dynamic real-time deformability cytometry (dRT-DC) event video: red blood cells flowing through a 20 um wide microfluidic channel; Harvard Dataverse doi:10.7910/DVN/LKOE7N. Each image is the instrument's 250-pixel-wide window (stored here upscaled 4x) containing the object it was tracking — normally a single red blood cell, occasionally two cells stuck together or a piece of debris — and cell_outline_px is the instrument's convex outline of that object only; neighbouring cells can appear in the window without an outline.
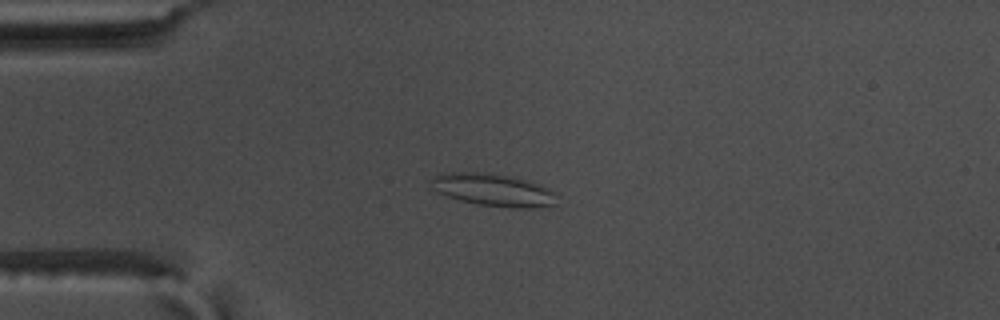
{"species": "common noctule bat (a hibernating species)", "species_latin": "Nyctalus noctula", "temperature_condition": "warm", "stored_images_in_passage": 57, "camera_frame_rate_fps": 3000, "um_per_image_px": 0.085, "animal": {"sex": "male", "body_mass_g": 17.5, "forearm_length_mm": 52.3}, "frame": {"image": 1, "passage_image": 15, "time_ms": 4.667, "image_size_px": [1000, 320], "cell_outline_px": [[556, 204], [532, 208], [512, 208], [480, 204], [460, 200], [436, 192], [428, 188], [428, 180], [436, 176], [452, 172], [476, 172], [512, 176], [540, 184], [556, 192]], "centroid_in_image_um": [41.9, 16.14], "position_along_channel_um": 43.1, "area_um2": 23.93}}
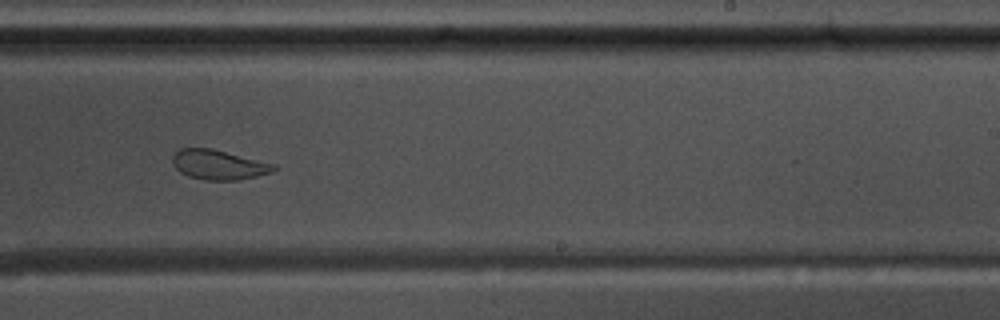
{"frame": {"image": 2, "passage_image": 36, "time_ms": 11.667, "image_size_px": [1000, 320], "cell_outline_px": [[276, 168], [272, 172], [240, 180], [204, 180], [188, 176], [180, 172], [172, 164], [172, 156], [180, 148], [212, 148], [276, 164]], "centroid_in_image_um": [18.58, 14.0], "position_along_channel_um": 270.4, "area_um2": 17.63}}
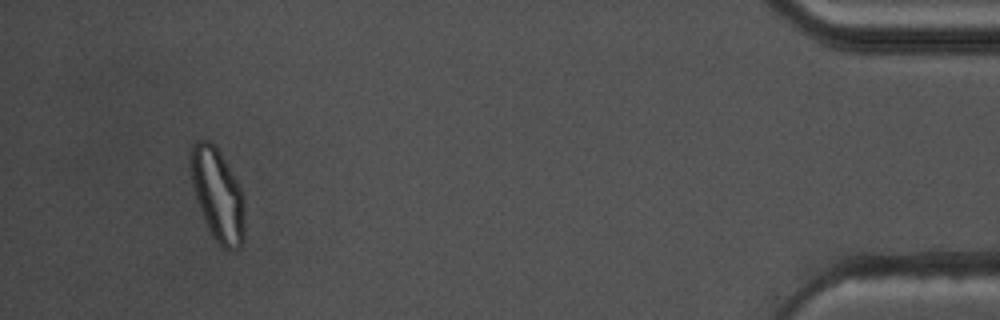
{"frame": {"image": 3, "passage_image": 54, "time_ms": 17.667, "image_size_px": [1000, 320], "cell_outline_px": [[244, 240], [240, 248], [224, 248], [216, 240], [208, 228], [200, 208], [196, 196], [192, 180], [192, 144], [196, 140], [208, 140], [220, 152], [236, 180], [244, 196]], "centroid_in_image_um": [18.54, 16.57], "position_along_channel_um": 416.7, "area_um2": 28.26}, "authors_computed_cell_mechanics": {"area_um2": 22.8888, "velocity_mm_per_s": 3.5915, "shape_relaxation_time_tau1_ms": 10.6304, "shape_relaxation_time_tau2_ms": 1.1121, "deformation_change_tau1": 0.2485, "deformation_change_tau2": 0.0641}}